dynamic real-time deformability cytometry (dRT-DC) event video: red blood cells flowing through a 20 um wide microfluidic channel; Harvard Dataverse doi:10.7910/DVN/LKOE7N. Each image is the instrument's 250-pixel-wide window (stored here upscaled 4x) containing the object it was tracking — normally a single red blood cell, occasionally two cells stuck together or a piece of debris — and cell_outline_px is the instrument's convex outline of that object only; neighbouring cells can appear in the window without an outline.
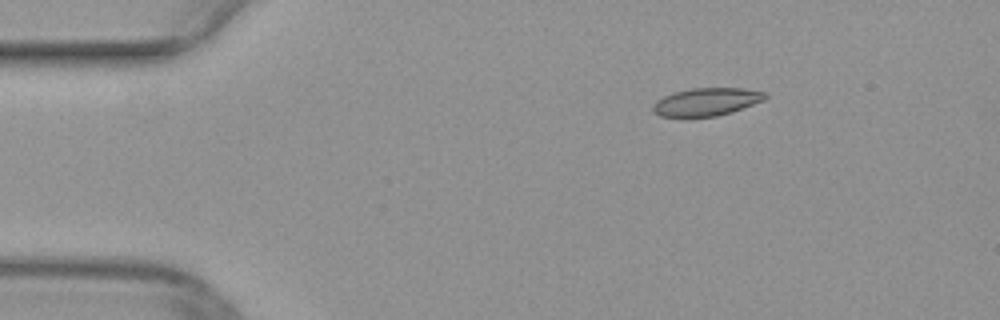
{"species": "common noctule bat (a hibernating species)", "species_latin": "Nyctalus noctula", "temperature_condition": "warm", "stored_images_in_passage": 43, "camera_frame_rate_fps": 3000, "um_per_image_px": 0.085, "animal": {"sex": "female", "body_mass_g": 29.2, "forearm_length_mm": 56.3}, "frame": {"image": 1, "passage_image": 1, "time_ms": 0.0, "image_size_px": [1000, 320], "cell_outline_px": [[768, 96], [764, 100], [732, 112], [716, 116], [660, 116], [652, 108], [652, 104], [656, 100], [664, 96], [676, 92], [692, 88], [744, 88], [764, 92]], "centroid_in_image_um": [60.07, 8.64], "position_along_channel_um": 24.9, "area_um2": 17.98}}
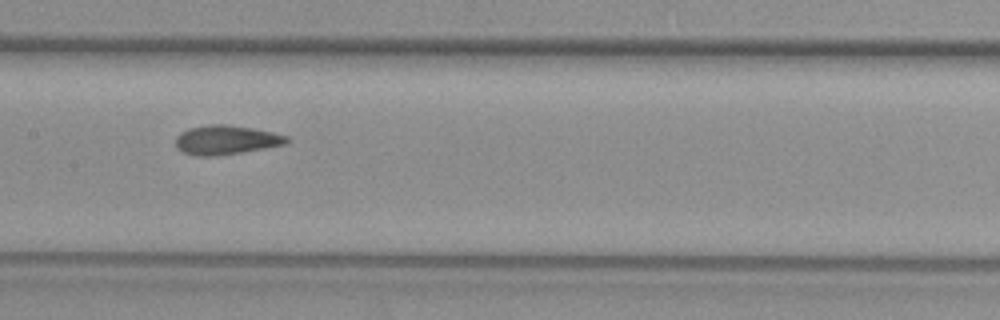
{"frame": {"image": 2, "passage_image": 18, "time_ms": 5.667, "image_size_px": [1000, 320], "cell_outline_px": [[288, 140], [284, 144], [264, 148], [240, 152], [212, 156], [196, 156], [184, 152], [176, 148], [176, 136], [180, 132], [188, 128], [208, 124], [224, 124], [252, 128], [272, 132], [288, 136]], "centroid_in_image_um": [19.16, 11.88], "position_along_channel_um": 188.2, "area_um2": 18.73}}
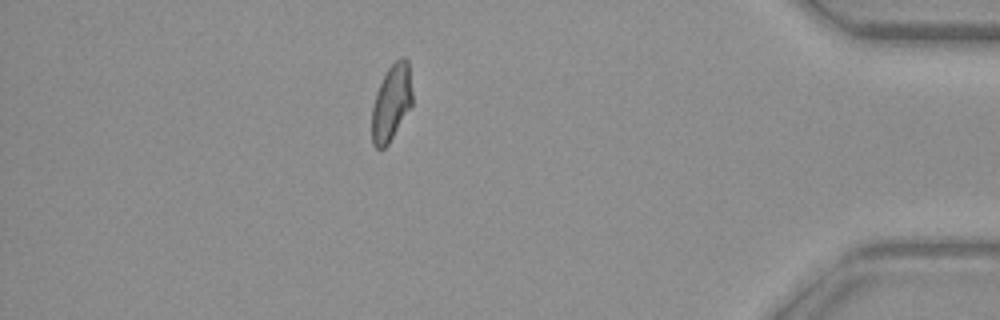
{"frame": {"image": 3, "passage_image": 37, "time_ms": 12.0, "image_size_px": [1000, 320], "cell_outline_px": [[412, 104], [388, 144], [384, 148], [376, 148], [372, 144], [372, 108], [376, 92], [388, 68], [400, 56], [404, 56], [408, 60], [412, 92]], "centroid_in_image_um": [33.27, 8.71], "position_along_channel_um": 401.9, "area_um2": 17.8}}